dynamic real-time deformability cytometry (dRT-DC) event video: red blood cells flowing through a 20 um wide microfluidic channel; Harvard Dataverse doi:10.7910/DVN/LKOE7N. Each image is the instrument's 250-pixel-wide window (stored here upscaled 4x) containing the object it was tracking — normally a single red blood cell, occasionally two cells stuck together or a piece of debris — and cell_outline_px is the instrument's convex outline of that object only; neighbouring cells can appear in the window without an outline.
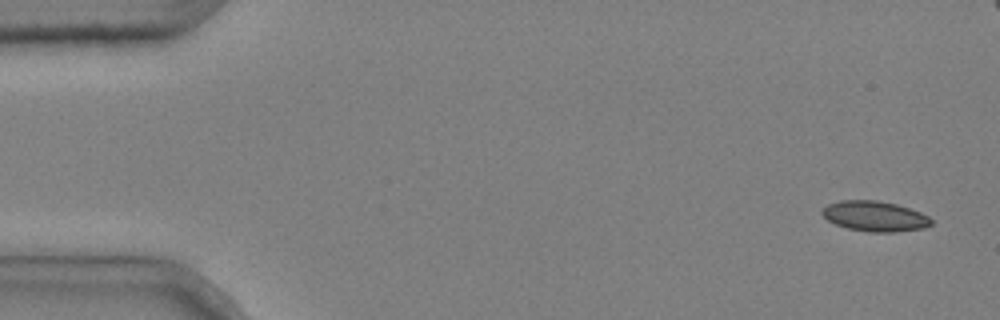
{"species": "common noctule bat (a hibernating species)", "species_latin": "Nyctalus noctula", "temperature_condition": "cold", "stored_images_in_passage": 48, "camera_frame_rate_fps": 3000, "um_per_image_px": 0.085, "animal": {"sex": "male", "body_mass_g": 20.4}, "frame": {"image": 1, "passage_image": 1, "time_ms": 0.0, "image_size_px": [1000, 320], "cell_outline_px": [[932, 224], [924, 228], [892, 232], [868, 232], [848, 228], [836, 224], [828, 220], [820, 212], [828, 204], [840, 200], [876, 200], [896, 204], [920, 212], [928, 216], [932, 220]], "centroid_in_image_um": [74.36, 18.38], "position_along_channel_um": 10.6, "area_um2": 19.13}}
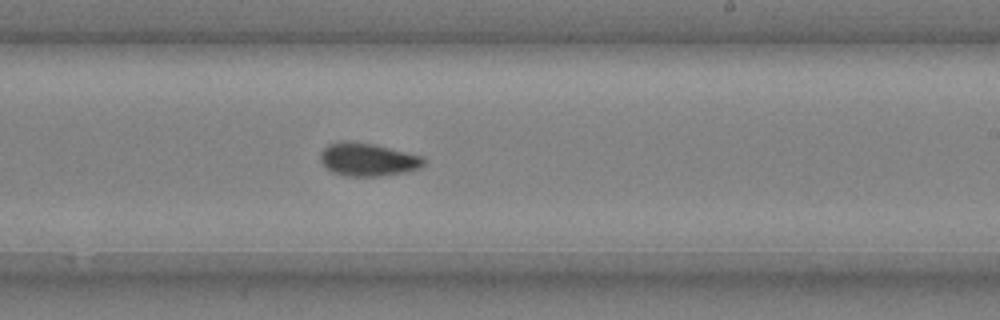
{"frame": {"image": 2, "passage_image": 31, "time_ms": 10.0, "image_size_px": [1000, 320], "cell_outline_px": [[424, 164], [420, 168], [404, 172], [376, 176], [348, 176], [332, 172], [320, 160], [320, 152], [328, 144], [340, 140], [352, 140], [376, 144], [424, 156]], "centroid_in_image_um": [31.26, 13.53], "position_along_channel_um": 257.7, "area_um2": 20.11}}
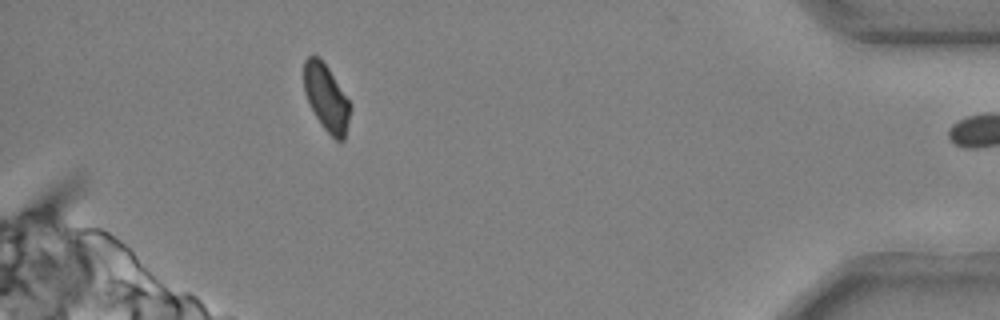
{"frame": {"image": 3, "passage_image": 47, "time_ms": 15.333, "image_size_px": [1000, 320], "cell_outline_px": [[352, 108], [344, 140], [336, 140], [320, 124], [304, 92], [304, 60], [308, 56], [320, 56], [352, 104]], "centroid_in_image_um": [27.76, 8.29], "position_along_channel_um": 407.4, "area_um2": 17.98}, "authors_computed_cell_mechanics": {"area_um2": 19.4497, "velocity_mm_per_s": 3.6861, "shape_relaxation_time_tau1_ms": 7.9576, "shape_relaxation_time_tau2_ms": 2.0744, "deformation_change_tau1": 0.1443, "deformation_change_tau2": 0.0557}}